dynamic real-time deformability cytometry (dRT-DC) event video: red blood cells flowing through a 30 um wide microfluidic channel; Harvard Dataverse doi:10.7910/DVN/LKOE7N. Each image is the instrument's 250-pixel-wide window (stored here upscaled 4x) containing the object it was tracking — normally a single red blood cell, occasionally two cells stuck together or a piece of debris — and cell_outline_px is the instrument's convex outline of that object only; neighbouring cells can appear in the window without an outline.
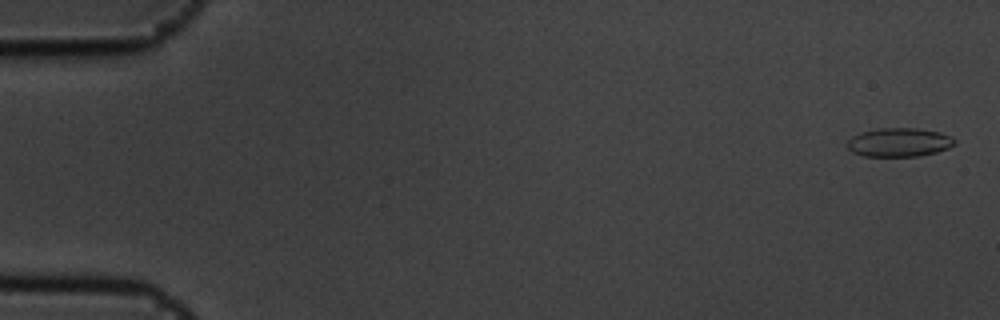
{"species": "common noctule bat (a hibernating species)", "species_latin": "Nyctalus noctula", "temperature_condition": "cold", "stored_images_in_passage": 56, "camera_frame_rate_fps": 3000, "um_per_image_px": 0.085, "animal": {"sex": "male", "body_mass_g": 19.5, "forearm_length_mm": 54.6}, "frame": {"image": 1, "passage_image": 2, "time_ms": 0.333, "image_size_px": [1000, 320], "cell_outline_px": [[956, 144], [948, 148], [936, 152], [920, 156], [864, 156], [852, 152], [848, 148], [848, 140], [852, 136], [860, 132], [876, 128], [916, 128], [940, 132], [952, 136], [956, 140]], "centroid_in_image_um": [76.44, 12.09], "position_along_channel_um": 8.6, "area_um2": 18.15}}
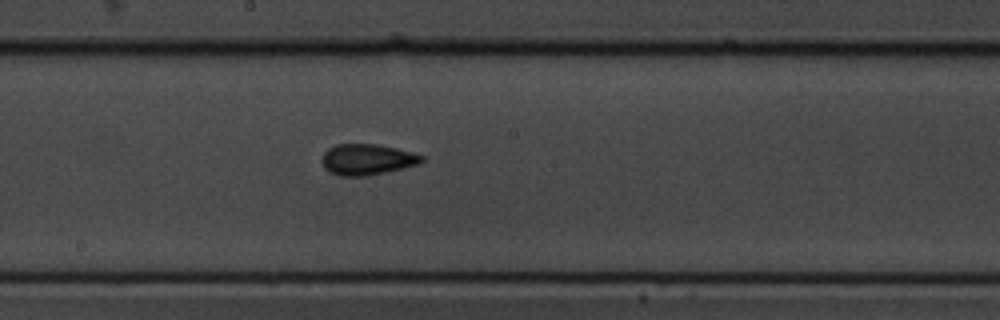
{"frame": {"image": 2, "passage_image": 31, "time_ms": 10.0, "image_size_px": [1000, 320], "cell_outline_px": [[424, 160], [420, 164], [384, 172], [364, 176], [340, 176], [328, 172], [324, 168], [320, 160], [324, 152], [328, 148], [336, 144], [376, 144], [396, 148], [412, 152], [424, 156]], "centroid_in_image_um": [31.17, 13.55], "position_along_channel_um": 217.0, "area_um2": 18.09}}
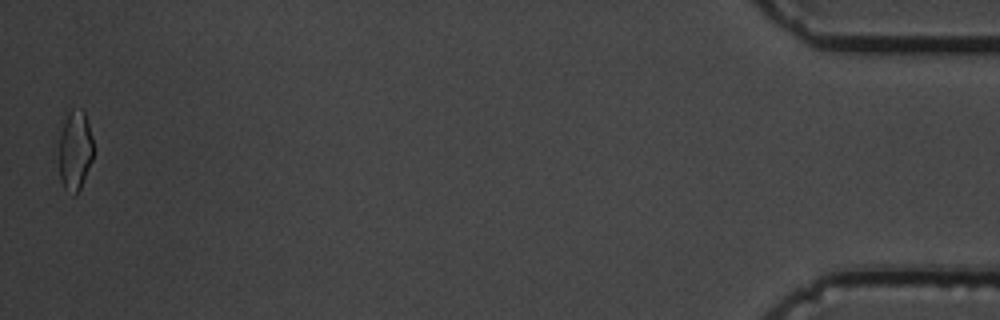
{"frame": {"image": 3, "passage_image": 56, "time_ms": 18.333, "image_size_px": [1000, 320], "cell_outline_px": [[92, 160], [80, 188], [72, 196], [64, 188], [60, 180], [60, 136], [68, 112], [72, 108], [84, 108], [92, 136]], "centroid_in_image_um": [6.39, 12.76], "position_along_channel_um": 428.8, "area_um2": 15.84}, "authors_computed_cell_mechanics": {"area_um2": 17.1955, "velocity_mm_per_s": 3.6152, "shape_relaxation_time_tau1_ms": 7.4129, "shape_relaxation_time_tau2_ms": 2.0709, "deformation_change_tau1": 0.1456, "deformation_change_tau2": 0.062}}